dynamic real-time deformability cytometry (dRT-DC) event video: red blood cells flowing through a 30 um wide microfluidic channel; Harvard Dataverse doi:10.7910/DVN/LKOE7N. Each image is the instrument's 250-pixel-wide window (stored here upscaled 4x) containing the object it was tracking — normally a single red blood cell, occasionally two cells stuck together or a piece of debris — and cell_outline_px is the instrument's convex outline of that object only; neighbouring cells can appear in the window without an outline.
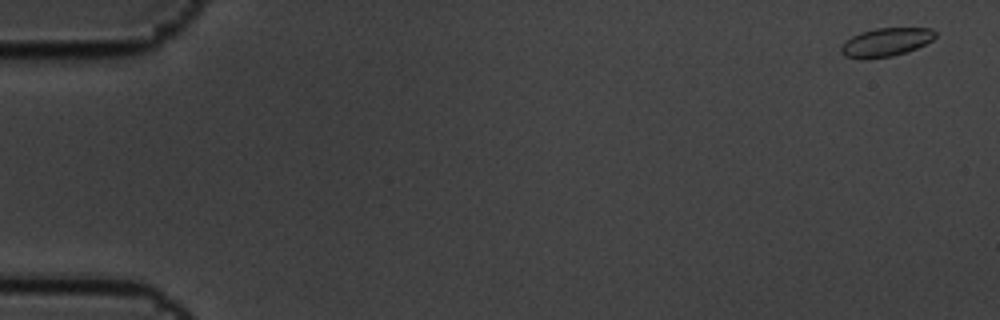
{"species": "common noctule bat (a hibernating species)", "species_latin": "Nyctalus noctula", "temperature_condition": "cold", "stored_images_in_passage": 5, "camera_frame_rate_fps": 3000, "um_per_image_px": 0.085, "animal": {"sex": "male", "body_mass_g": 19.5, "forearm_length_mm": 54.6}, "frame": {"image": 1, "passage_image": 1, "time_ms": 0.0, "image_size_px": [1000, 320], "cell_outline_px": [[936, 36], [932, 40], [916, 48], [892, 56], [864, 60], [844, 56], [840, 52], [840, 48], [844, 40], [860, 32], [876, 28], [932, 28], [936, 32]], "centroid_in_image_um": [75.25, 3.59], "position_along_channel_um": 9.7, "area_um2": 15.78}}